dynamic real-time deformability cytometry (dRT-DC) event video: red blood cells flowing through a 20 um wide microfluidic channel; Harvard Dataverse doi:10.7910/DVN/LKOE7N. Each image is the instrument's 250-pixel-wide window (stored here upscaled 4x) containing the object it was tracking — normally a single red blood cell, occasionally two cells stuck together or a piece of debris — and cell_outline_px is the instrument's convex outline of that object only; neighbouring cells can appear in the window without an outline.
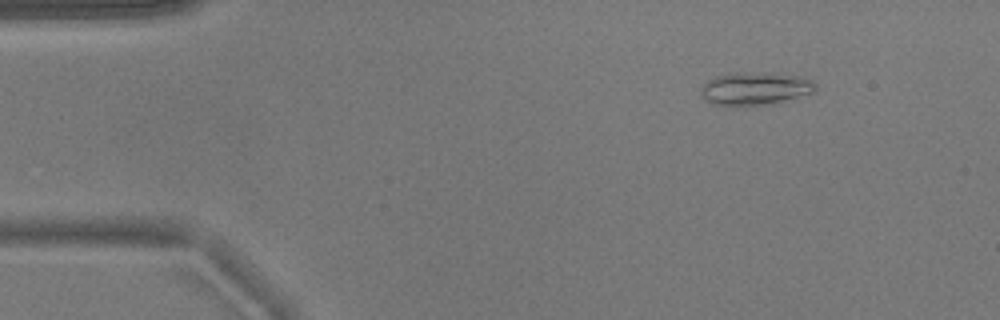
{"species": "common noctule bat (a hibernating species)", "species_latin": "Nyctalus noctula", "temperature_condition": "warm", "stored_images_in_passage": 53, "camera_frame_rate_fps": 3000, "um_per_image_px": 0.085, "animal": {"sex": "male", "body_mass_g": 17.9}, "frame": {"image": 1, "passage_image": 7, "time_ms": 2.0, "image_size_px": [1000, 320], "cell_outline_px": [[816, 92], [772, 104], [728, 108], [712, 104], [700, 96], [700, 88], [708, 80], [716, 76], [732, 72], [772, 72], [804, 76], [812, 80], [816, 84]], "centroid_in_image_um": [64.17, 7.54], "position_along_channel_um": 20.8, "area_um2": 23.06}}
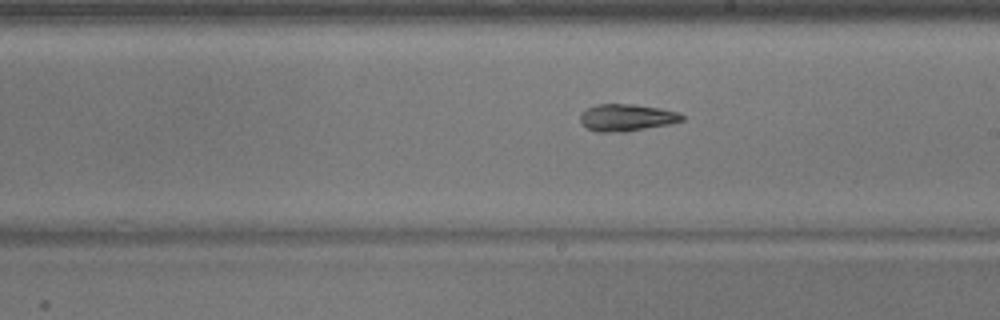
{"frame": {"image": 2, "passage_image": 30, "time_ms": 9.667, "image_size_px": [1000, 320], "cell_outline_px": [[684, 120], [668, 124], [624, 132], [596, 132], [580, 124], [580, 112], [596, 104], [632, 104], [660, 108], [680, 112], [684, 116]], "centroid_in_image_um": [53.24, 9.99], "position_along_channel_um": 235.8, "area_um2": 16.13}}
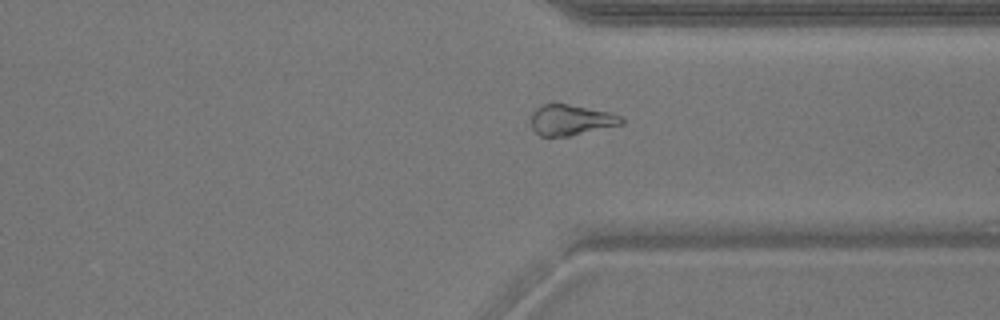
{"frame": {"image": 3, "passage_image": 40, "time_ms": 13.0, "image_size_px": [1000, 320], "cell_outline_px": [[624, 124], [568, 136], [540, 136], [532, 128], [532, 112], [540, 104], [568, 104], [608, 112], [624, 116]], "centroid_in_image_um": [48.55, 10.19], "position_along_channel_um": 362.9, "area_um2": 16.07}, "authors_computed_cell_mechanics": {"area_um2": 17.5134, "velocity_mm_per_s": 3.8169, "shape_relaxation_time_tau1_ms": 4.5486, "shape_relaxation_time_tau2_ms": 3.1773, "deformation_change_tau1": 0.1844, "deformation_change_tau2": 0.1322}}